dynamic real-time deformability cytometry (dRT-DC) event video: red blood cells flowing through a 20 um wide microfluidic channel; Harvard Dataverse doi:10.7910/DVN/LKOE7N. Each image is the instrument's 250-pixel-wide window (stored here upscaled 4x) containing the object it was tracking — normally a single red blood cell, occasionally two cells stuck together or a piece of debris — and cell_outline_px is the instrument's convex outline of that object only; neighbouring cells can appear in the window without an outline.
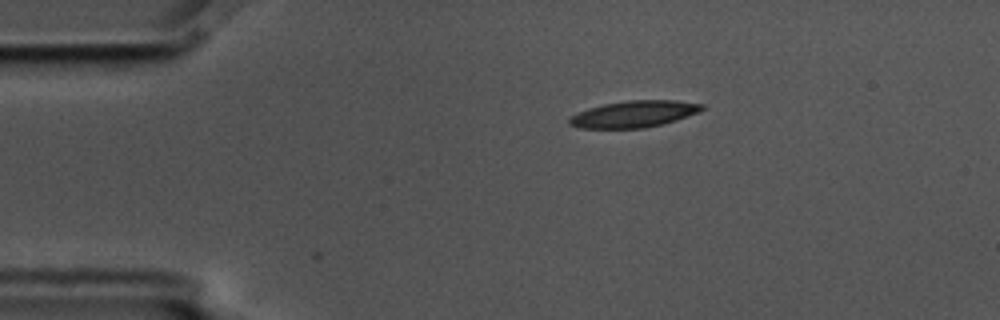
{"species": "common noctule bat (a hibernating species)", "species_latin": "Nyctalus noctula", "temperature_condition": "cold", "stored_images_in_passage": 2, "camera_frame_rate_fps": 3000, "um_per_image_px": 0.085, "animal": {"sex": "male", "body_mass_g": 17.5, "forearm_length_mm": 52.3}, "frame": {"image": 1, "passage_image": 1, "time_ms": 0.0, "image_size_px": [1000, 320], "cell_outline_px": [[704, 108], [700, 112], [676, 120], [644, 128], [580, 128], [568, 124], [568, 116], [588, 108], [604, 104], [628, 100], [676, 100], [704, 104]], "centroid_in_image_um": [53.87, 9.69], "position_along_channel_um": 31.1, "area_um2": 20.63}}